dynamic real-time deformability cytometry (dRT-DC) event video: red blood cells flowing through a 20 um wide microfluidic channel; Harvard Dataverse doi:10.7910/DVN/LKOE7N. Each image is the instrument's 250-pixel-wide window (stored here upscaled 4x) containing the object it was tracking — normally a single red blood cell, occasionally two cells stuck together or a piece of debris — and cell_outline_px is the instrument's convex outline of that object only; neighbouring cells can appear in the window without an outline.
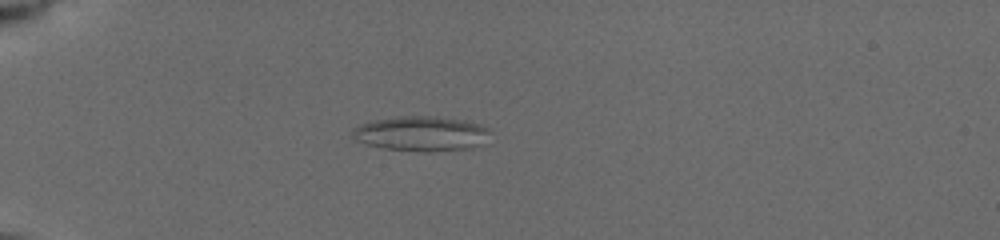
{"species": "common noctule bat (a hibernating species)", "species_latin": "Nyctalus noctula", "temperature_condition": "cold", "stored_images_in_passage": 15, "camera_frame_rate_fps": 3000, "um_per_image_px": 0.085, "animal": {"sex": "female", "body_mass_g": 19.5, "forearm_length_mm": 54.1}, "frame": {"image": 1, "passage_image": 9, "time_ms": 5.333, "image_size_px": [1000, 240], "cell_outline_px": [[488, 132], [480, 144], [468, 148], [424, 152], [384, 148], [368, 144], [356, 140], [352, 136], [352, 128], [360, 124], [372, 120], [400, 116], [436, 116], [464, 120], [480, 124], [488, 128]], "centroid_in_image_um": [35.74, 11.34], "position_along_channel_um": 49.3, "area_um2": 27.69}}
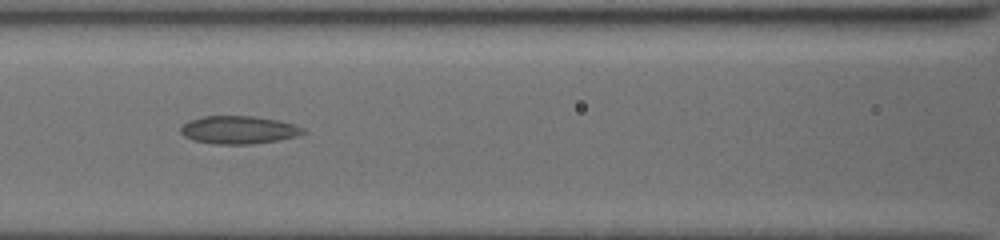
{"frame": {"image": 2, "passage_image": 13, "time_ms": 8.667, "image_size_px": [1000, 240], "cell_outline_px": [[308, 132], [296, 136], [280, 140], [252, 144], [216, 144], [192, 140], [184, 136], [180, 132], [180, 128], [184, 124], [192, 120], [204, 116], [252, 116], [276, 120], [296, 124], [304, 128]], "centroid_in_image_um": [20.33, 11.05], "position_along_channel_um": 146.3, "area_um2": 19.94}}
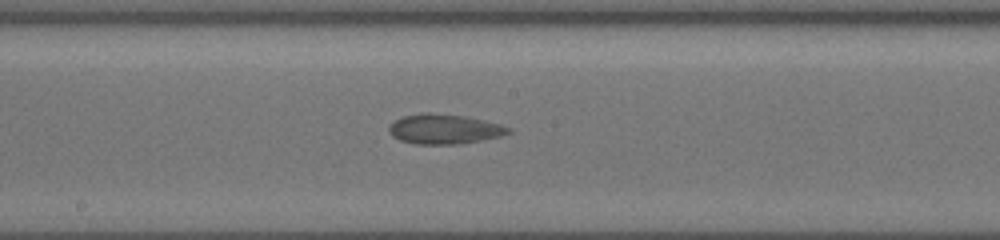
{"frame": {"image": 3, "passage_image": 15, "time_ms": 10.333, "image_size_px": [1000, 240], "cell_outline_px": [[512, 132], [500, 136], [484, 140], [456, 144], [416, 144], [400, 140], [392, 136], [388, 132], [388, 128], [396, 120], [404, 116], [420, 112], [432, 112], [464, 116], [484, 120], [500, 124], [512, 128]], "centroid_in_image_um": [37.78, 10.96], "position_along_channel_um": 210.4, "area_um2": 20.87}}